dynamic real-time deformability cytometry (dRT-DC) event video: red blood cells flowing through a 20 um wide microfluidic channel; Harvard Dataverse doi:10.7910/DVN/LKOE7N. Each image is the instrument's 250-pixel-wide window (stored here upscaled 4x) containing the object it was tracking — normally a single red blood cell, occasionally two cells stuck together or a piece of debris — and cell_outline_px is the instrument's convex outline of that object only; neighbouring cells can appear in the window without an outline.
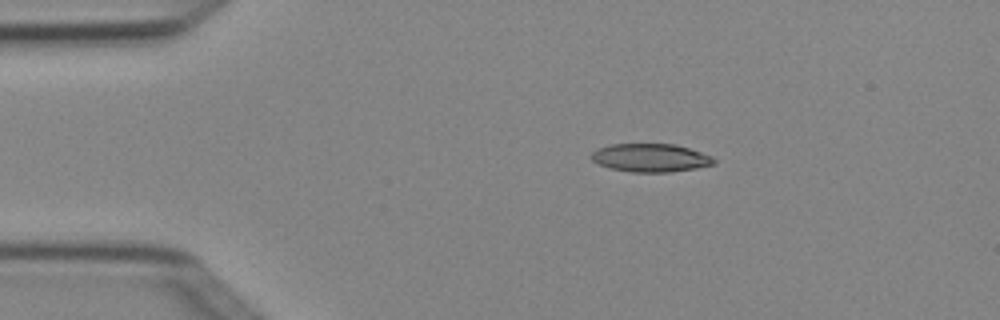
{"species": "Egyptian fruit bat (a non-hibernating species)", "species_latin": "Rousettus aegyptiacus", "temperature_condition": "cold", "stored_images_in_passage": 5, "camera_frame_rate_fps": 3000, "um_per_image_px": 0.085, "animal": {"sex": "female"}, "frame": {"image": 1, "passage_image": 2, "time_ms": 0.333, "image_size_px": [1000, 320], "cell_outline_px": [[716, 164], [696, 168], [672, 172], [632, 172], [612, 168], [600, 164], [592, 160], [588, 156], [596, 148], [612, 144], [676, 144], [712, 156], [716, 160]], "centroid_in_image_um": [55.3, 13.41], "position_along_channel_um": 29.7, "area_um2": 20.23}}
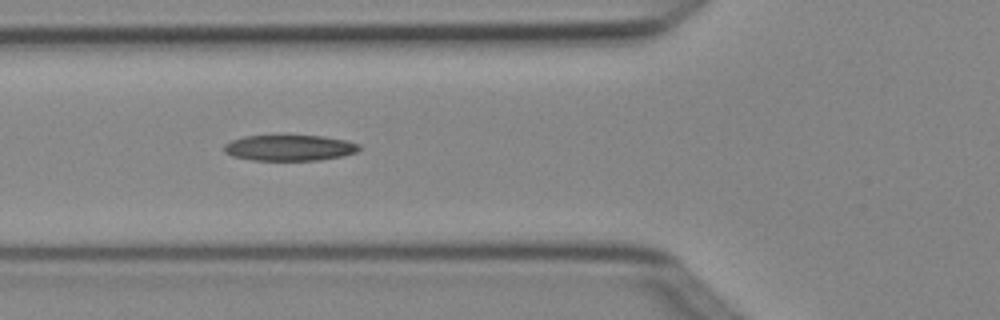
{"frame": {"image": 2, "passage_image": 4, "time_ms": 1.0, "image_size_px": [1000, 320], "cell_outline_px": [[360, 148], [356, 152], [344, 156], [320, 160], [252, 160], [232, 156], [224, 152], [224, 144], [232, 140], [244, 136], [324, 136], [348, 140], [360, 144]], "centroid_in_image_um": [24.64, 12.57], "position_along_channel_um": 101.2, "area_um2": 20.4}}
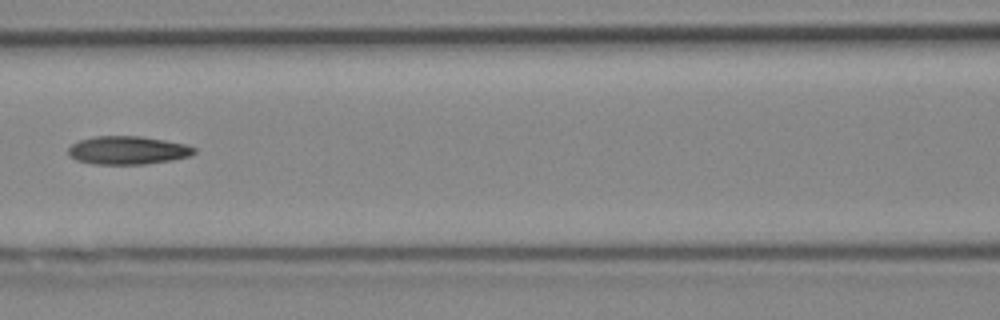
{"frame": {"image": 3, "passage_image": 5, "time_ms": 1.333, "image_size_px": [1000, 320], "cell_outline_px": [[196, 152], [192, 156], [172, 160], [144, 164], [92, 164], [76, 160], [68, 156], [68, 148], [72, 144], [80, 140], [92, 136], [140, 136], [164, 140], [184, 144], [196, 148]], "centroid_in_image_um": [10.84, 12.78], "position_along_channel_um": 155.8, "area_um2": 20.87}}